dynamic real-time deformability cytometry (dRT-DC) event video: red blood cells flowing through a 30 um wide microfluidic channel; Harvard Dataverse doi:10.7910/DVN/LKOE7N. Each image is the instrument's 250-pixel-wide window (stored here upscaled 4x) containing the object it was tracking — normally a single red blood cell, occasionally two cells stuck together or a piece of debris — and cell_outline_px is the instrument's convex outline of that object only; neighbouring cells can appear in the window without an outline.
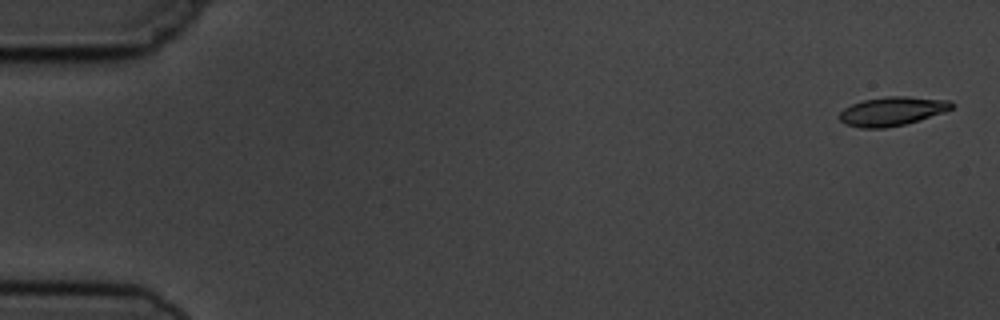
{"species": "common noctule bat (a hibernating species)", "species_latin": "Nyctalus noctula", "temperature_condition": "cold", "stored_images_in_passage": 5, "camera_frame_rate_fps": 3000, "um_per_image_px": 0.085, "animal": {"sex": "male", "body_mass_g": 19.5, "forearm_length_mm": 54.6}, "frame": {"image": 1, "passage_image": 1, "time_ms": 0.0, "image_size_px": [1000, 320], "cell_outline_px": [[956, 104], [952, 108], [944, 112], [904, 124], [884, 128], [860, 128], [844, 124], [840, 120], [840, 112], [844, 108], [852, 104], [864, 100], [888, 96], [904, 96], [948, 100]], "centroid_in_image_um": [75.82, 9.45], "position_along_channel_um": 9.2, "area_um2": 18.73}}